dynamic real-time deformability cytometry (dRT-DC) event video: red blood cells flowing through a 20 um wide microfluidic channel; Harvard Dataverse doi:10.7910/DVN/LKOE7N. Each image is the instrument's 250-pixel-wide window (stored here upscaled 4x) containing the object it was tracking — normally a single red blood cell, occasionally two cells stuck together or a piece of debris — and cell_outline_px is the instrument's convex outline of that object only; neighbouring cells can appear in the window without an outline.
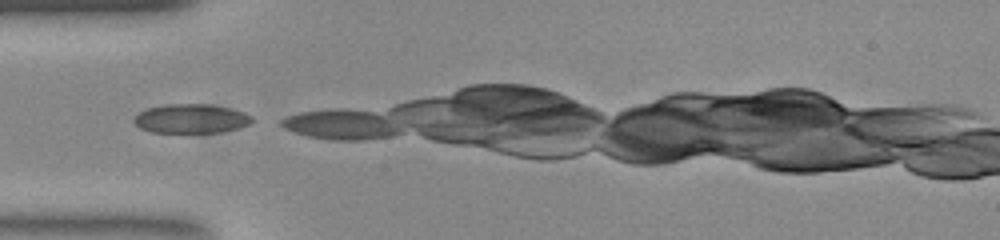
{"species": "common noctule bat (a hibernating species)", "species_latin": "Nyctalus noctula", "temperature_condition": "room temperature", "stored_images_in_passage": 3, "camera_frame_rate_fps": 3000, "um_per_image_px": 0.085, "animal": {"sex": "female", "body_mass_g": 23.0, "forearm_length_mm": 53.4}, "frame": {"image": 1, "passage_image": 1, "time_ms": 0.0, "image_size_px": [1000, 240], "cell_outline_px": [[252, 124], [220, 132], [152, 132], [140, 128], [132, 120], [140, 112], [148, 108], [164, 104], [212, 104], [244, 112], [252, 116]], "centroid_in_image_um": [16.25, 10.08], "position_along_channel_um": 68.8, "area_um2": 19.94}}